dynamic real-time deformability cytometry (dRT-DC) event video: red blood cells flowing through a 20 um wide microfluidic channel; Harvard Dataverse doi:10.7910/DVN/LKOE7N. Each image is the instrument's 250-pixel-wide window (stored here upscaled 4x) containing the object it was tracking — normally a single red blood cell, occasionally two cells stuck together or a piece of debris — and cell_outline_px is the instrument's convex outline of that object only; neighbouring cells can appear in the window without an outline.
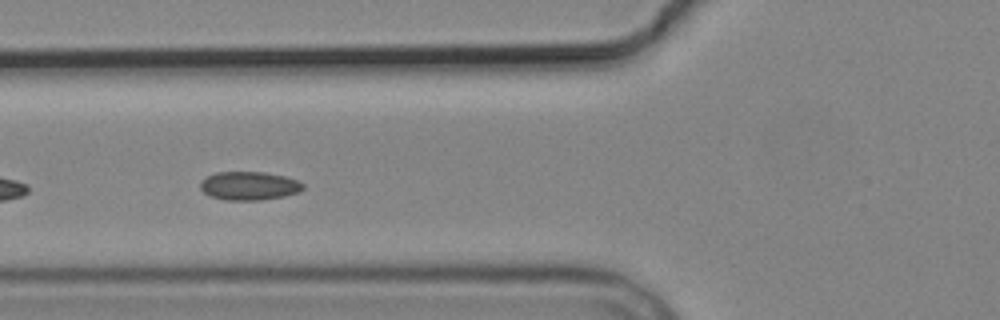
{"species": "common noctule bat (a hibernating species)", "species_latin": "Nyctalus noctula", "temperature_condition": "cold", "stored_images_in_passage": 8, "camera_frame_rate_fps": 3000, "um_per_image_px": 0.085, "animal": {"sex": "male", "body_mass_g": 19.2, "forearm_length_mm": 51.8}, "frame": {"image": 1, "passage_image": 6, "time_ms": 5.667, "image_size_px": [1000, 320], "cell_outline_px": [[304, 188], [300, 192], [284, 196], [260, 200], [224, 200], [212, 196], [204, 192], [200, 188], [200, 180], [216, 172], [264, 172], [284, 176], [296, 180], [304, 184]], "centroid_in_image_um": [21.18, 15.79], "position_along_channel_um": 104.6, "area_um2": 17.05}}
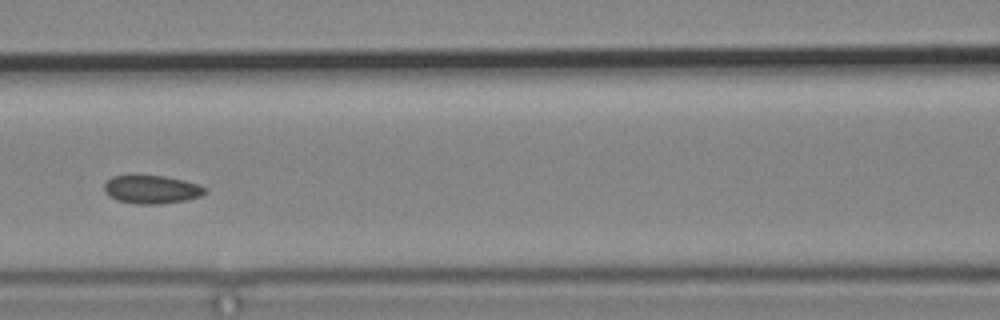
{"frame": {"image": 2, "passage_image": 7, "time_ms": 7.0, "image_size_px": [1000, 320], "cell_outline_px": [[208, 192], [200, 196], [184, 200], [156, 204], [136, 204], [116, 200], [108, 196], [104, 192], [104, 184], [112, 176], [128, 172], [132, 172], [164, 176], [184, 180], [196, 184], [204, 188]], "centroid_in_image_um": [12.78, 16.05], "position_along_channel_um": 153.8, "area_um2": 17.22}}
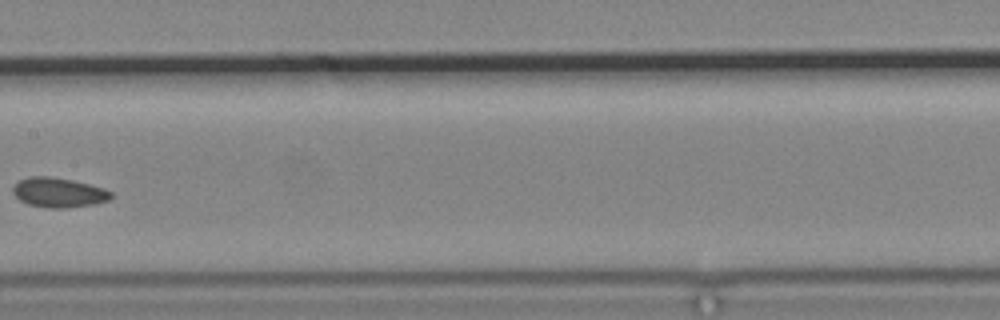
{"frame": {"image": 3, "passage_image": 8, "time_ms": 8.333, "image_size_px": [1000, 320], "cell_outline_px": [[112, 196], [108, 200], [96, 204], [68, 208], [48, 208], [28, 204], [20, 200], [12, 192], [12, 188], [20, 180], [28, 176], [48, 176], [72, 180], [104, 188], [112, 192]], "centroid_in_image_um": [4.99, 16.37], "position_along_channel_um": 202.4, "area_um2": 16.99}}